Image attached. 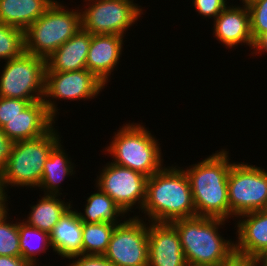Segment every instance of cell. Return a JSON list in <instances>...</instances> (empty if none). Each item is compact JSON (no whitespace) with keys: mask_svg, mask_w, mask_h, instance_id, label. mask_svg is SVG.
Returning <instances> with one entry per match:
<instances>
[{"mask_svg":"<svg viewBox=\"0 0 267 266\" xmlns=\"http://www.w3.org/2000/svg\"><path fill=\"white\" fill-rule=\"evenodd\" d=\"M239 1H241V0H239ZM258 1H260V0H242L241 4L243 3L244 5L249 6L250 4H253V3L258 2Z\"/></svg>","mask_w":267,"mask_h":266,"instance_id":"obj_38","label":"cell"},{"mask_svg":"<svg viewBox=\"0 0 267 266\" xmlns=\"http://www.w3.org/2000/svg\"><path fill=\"white\" fill-rule=\"evenodd\" d=\"M115 227L109 222L83 223L82 254L104 255Z\"/></svg>","mask_w":267,"mask_h":266,"instance_id":"obj_25","label":"cell"},{"mask_svg":"<svg viewBox=\"0 0 267 266\" xmlns=\"http://www.w3.org/2000/svg\"><path fill=\"white\" fill-rule=\"evenodd\" d=\"M222 266H260L257 259L241 258L234 256L229 262Z\"/></svg>","mask_w":267,"mask_h":266,"instance_id":"obj_34","label":"cell"},{"mask_svg":"<svg viewBox=\"0 0 267 266\" xmlns=\"http://www.w3.org/2000/svg\"><path fill=\"white\" fill-rule=\"evenodd\" d=\"M148 266H188L179 234L171 223L149 222Z\"/></svg>","mask_w":267,"mask_h":266,"instance_id":"obj_13","label":"cell"},{"mask_svg":"<svg viewBox=\"0 0 267 266\" xmlns=\"http://www.w3.org/2000/svg\"><path fill=\"white\" fill-rule=\"evenodd\" d=\"M29 104L25 99L0 97V128L18 116Z\"/></svg>","mask_w":267,"mask_h":266,"instance_id":"obj_29","label":"cell"},{"mask_svg":"<svg viewBox=\"0 0 267 266\" xmlns=\"http://www.w3.org/2000/svg\"><path fill=\"white\" fill-rule=\"evenodd\" d=\"M83 222L77 210L72 207L60 218L50 233L53 252L61 257L71 258L82 254Z\"/></svg>","mask_w":267,"mask_h":266,"instance_id":"obj_19","label":"cell"},{"mask_svg":"<svg viewBox=\"0 0 267 266\" xmlns=\"http://www.w3.org/2000/svg\"><path fill=\"white\" fill-rule=\"evenodd\" d=\"M142 219L126 218L113 230L104 256L115 266H148L149 222Z\"/></svg>","mask_w":267,"mask_h":266,"instance_id":"obj_10","label":"cell"},{"mask_svg":"<svg viewBox=\"0 0 267 266\" xmlns=\"http://www.w3.org/2000/svg\"><path fill=\"white\" fill-rule=\"evenodd\" d=\"M14 141L10 140L0 128V175L4 172L7 160L11 155Z\"/></svg>","mask_w":267,"mask_h":266,"instance_id":"obj_32","label":"cell"},{"mask_svg":"<svg viewBox=\"0 0 267 266\" xmlns=\"http://www.w3.org/2000/svg\"><path fill=\"white\" fill-rule=\"evenodd\" d=\"M0 266H33L22 257L0 256Z\"/></svg>","mask_w":267,"mask_h":266,"instance_id":"obj_33","label":"cell"},{"mask_svg":"<svg viewBox=\"0 0 267 266\" xmlns=\"http://www.w3.org/2000/svg\"><path fill=\"white\" fill-rule=\"evenodd\" d=\"M248 7L250 14V29L254 43L267 34V0H260Z\"/></svg>","mask_w":267,"mask_h":266,"instance_id":"obj_28","label":"cell"},{"mask_svg":"<svg viewBox=\"0 0 267 266\" xmlns=\"http://www.w3.org/2000/svg\"><path fill=\"white\" fill-rule=\"evenodd\" d=\"M229 218L267 209V170L233 162L228 176Z\"/></svg>","mask_w":267,"mask_h":266,"instance_id":"obj_7","label":"cell"},{"mask_svg":"<svg viewBox=\"0 0 267 266\" xmlns=\"http://www.w3.org/2000/svg\"><path fill=\"white\" fill-rule=\"evenodd\" d=\"M59 135L53 126L39 138L15 141L5 170L0 175V190L5 193L7 186L37 188L50 151L61 141Z\"/></svg>","mask_w":267,"mask_h":266,"instance_id":"obj_5","label":"cell"},{"mask_svg":"<svg viewBox=\"0 0 267 266\" xmlns=\"http://www.w3.org/2000/svg\"><path fill=\"white\" fill-rule=\"evenodd\" d=\"M97 176L96 187L109 195L126 214L136 206L143 208L148 177L144 174L108 162Z\"/></svg>","mask_w":267,"mask_h":266,"instance_id":"obj_11","label":"cell"},{"mask_svg":"<svg viewBox=\"0 0 267 266\" xmlns=\"http://www.w3.org/2000/svg\"><path fill=\"white\" fill-rule=\"evenodd\" d=\"M217 152V153H216ZM184 169L192 191L196 216L229 219L228 176L233 164L229 151L218 150Z\"/></svg>","mask_w":267,"mask_h":266,"instance_id":"obj_2","label":"cell"},{"mask_svg":"<svg viewBox=\"0 0 267 266\" xmlns=\"http://www.w3.org/2000/svg\"><path fill=\"white\" fill-rule=\"evenodd\" d=\"M48 113L44 100L31 102L14 119L7 122L3 132L10 140H32L47 133L56 123Z\"/></svg>","mask_w":267,"mask_h":266,"instance_id":"obj_17","label":"cell"},{"mask_svg":"<svg viewBox=\"0 0 267 266\" xmlns=\"http://www.w3.org/2000/svg\"><path fill=\"white\" fill-rule=\"evenodd\" d=\"M21 221L18 222L21 257L36 266V255L46 253L51 246L50 234Z\"/></svg>","mask_w":267,"mask_h":266,"instance_id":"obj_24","label":"cell"},{"mask_svg":"<svg viewBox=\"0 0 267 266\" xmlns=\"http://www.w3.org/2000/svg\"><path fill=\"white\" fill-rule=\"evenodd\" d=\"M227 3V0H192L196 12L208 19H215L226 8Z\"/></svg>","mask_w":267,"mask_h":266,"instance_id":"obj_30","label":"cell"},{"mask_svg":"<svg viewBox=\"0 0 267 266\" xmlns=\"http://www.w3.org/2000/svg\"><path fill=\"white\" fill-rule=\"evenodd\" d=\"M82 28L81 10L57 0L24 31L25 52L47 58Z\"/></svg>","mask_w":267,"mask_h":266,"instance_id":"obj_6","label":"cell"},{"mask_svg":"<svg viewBox=\"0 0 267 266\" xmlns=\"http://www.w3.org/2000/svg\"><path fill=\"white\" fill-rule=\"evenodd\" d=\"M59 141L50 151L49 157L43 167V174L39 189L44 190L46 195H61L60 184L66 177L72 176L75 173L74 163L68 158L64 147ZM59 187V188H58ZM60 191V192H59Z\"/></svg>","mask_w":267,"mask_h":266,"instance_id":"obj_21","label":"cell"},{"mask_svg":"<svg viewBox=\"0 0 267 266\" xmlns=\"http://www.w3.org/2000/svg\"><path fill=\"white\" fill-rule=\"evenodd\" d=\"M7 214L0 219V256L21 257L18 223L7 221Z\"/></svg>","mask_w":267,"mask_h":266,"instance_id":"obj_27","label":"cell"},{"mask_svg":"<svg viewBox=\"0 0 267 266\" xmlns=\"http://www.w3.org/2000/svg\"><path fill=\"white\" fill-rule=\"evenodd\" d=\"M55 0H0V21L25 31Z\"/></svg>","mask_w":267,"mask_h":266,"instance_id":"obj_20","label":"cell"},{"mask_svg":"<svg viewBox=\"0 0 267 266\" xmlns=\"http://www.w3.org/2000/svg\"><path fill=\"white\" fill-rule=\"evenodd\" d=\"M225 221L195 216L171 222L179 234L188 266H222L235 256L234 241L225 240L218 231Z\"/></svg>","mask_w":267,"mask_h":266,"instance_id":"obj_3","label":"cell"},{"mask_svg":"<svg viewBox=\"0 0 267 266\" xmlns=\"http://www.w3.org/2000/svg\"><path fill=\"white\" fill-rule=\"evenodd\" d=\"M24 52V31L0 21V61L17 58Z\"/></svg>","mask_w":267,"mask_h":266,"instance_id":"obj_26","label":"cell"},{"mask_svg":"<svg viewBox=\"0 0 267 266\" xmlns=\"http://www.w3.org/2000/svg\"><path fill=\"white\" fill-rule=\"evenodd\" d=\"M256 51V52H255ZM252 54H262L261 52L267 53V34L261 36L255 43Z\"/></svg>","mask_w":267,"mask_h":266,"instance_id":"obj_35","label":"cell"},{"mask_svg":"<svg viewBox=\"0 0 267 266\" xmlns=\"http://www.w3.org/2000/svg\"><path fill=\"white\" fill-rule=\"evenodd\" d=\"M128 123L117 130L105 152L114 164L150 177L163 168L160 143L142 123Z\"/></svg>","mask_w":267,"mask_h":266,"instance_id":"obj_4","label":"cell"},{"mask_svg":"<svg viewBox=\"0 0 267 266\" xmlns=\"http://www.w3.org/2000/svg\"><path fill=\"white\" fill-rule=\"evenodd\" d=\"M237 218L235 256L258 260L267 255V209L249 212Z\"/></svg>","mask_w":267,"mask_h":266,"instance_id":"obj_14","label":"cell"},{"mask_svg":"<svg viewBox=\"0 0 267 266\" xmlns=\"http://www.w3.org/2000/svg\"><path fill=\"white\" fill-rule=\"evenodd\" d=\"M182 167L167 166L147 179L142 208L149 222L171 223L196 216L188 176Z\"/></svg>","mask_w":267,"mask_h":266,"instance_id":"obj_1","label":"cell"},{"mask_svg":"<svg viewBox=\"0 0 267 266\" xmlns=\"http://www.w3.org/2000/svg\"><path fill=\"white\" fill-rule=\"evenodd\" d=\"M104 88L105 84L86 68L68 72H45L43 100L48 113L55 119L59 109L54 99L85 101L94 99Z\"/></svg>","mask_w":267,"mask_h":266,"instance_id":"obj_12","label":"cell"},{"mask_svg":"<svg viewBox=\"0 0 267 266\" xmlns=\"http://www.w3.org/2000/svg\"><path fill=\"white\" fill-rule=\"evenodd\" d=\"M258 261L260 266H267V255L261 257Z\"/></svg>","mask_w":267,"mask_h":266,"instance_id":"obj_37","label":"cell"},{"mask_svg":"<svg viewBox=\"0 0 267 266\" xmlns=\"http://www.w3.org/2000/svg\"><path fill=\"white\" fill-rule=\"evenodd\" d=\"M5 62L0 76V97L25 99L30 103L44 99L45 58L24 52Z\"/></svg>","mask_w":267,"mask_h":266,"instance_id":"obj_8","label":"cell"},{"mask_svg":"<svg viewBox=\"0 0 267 266\" xmlns=\"http://www.w3.org/2000/svg\"><path fill=\"white\" fill-rule=\"evenodd\" d=\"M7 198L9 199L7 192L4 193L0 190V219L9 211V209H7Z\"/></svg>","mask_w":267,"mask_h":266,"instance_id":"obj_36","label":"cell"},{"mask_svg":"<svg viewBox=\"0 0 267 266\" xmlns=\"http://www.w3.org/2000/svg\"><path fill=\"white\" fill-rule=\"evenodd\" d=\"M213 35L226 48H234L240 45H248L254 48V41L250 29V14L244 4L230 5L214 19Z\"/></svg>","mask_w":267,"mask_h":266,"instance_id":"obj_15","label":"cell"},{"mask_svg":"<svg viewBox=\"0 0 267 266\" xmlns=\"http://www.w3.org/2000/svg\"><path fill=\"white\" fill-rule=\"evenodd\" d=\"M92 34L82 28L45 59V72H68L86 68Z\"/></svg>","mask_w":267,"mask_h":266,"instance_id":"obj_18","label":"cell"},{"mask_svg":"<svg viewBox=\"0 0 267 266\" xmlns=\"http://www.w3.org/2000/svg\"><path fill=\"white\" fill-rule=\"evenodd\" d=\"M81 10L82 29L91 34H115L125 37L128 28L143 14L134 0H84ZM92 2V3H91Z\"/></svg>","mask_w":267,"mask_h":266,"instance_id":"obj_9","label":"cell"},{"mask_svg":"<svg viewBox=\"0 0 267 266\" xmlns=\"http://www.w3.org/2000/svg\"><path fill=\"white\" fill-rule=\"evenodd\" d=\"M96 188L97 192H94L86 199L84 214L77 211L81 221L83 223L109 222L116 225L121 224L122 217L126 213L120 209L109 195L102 192L98 187Z\"/></svg>","mask_w":267,"mask_h":266,"instance_id":"obj_23","label":"cell"},{"mask_svg":"<svg viewBox=\"0 0 267 266\" xmlns=\"http://www.w3.org/2000/svg\"><path fill=\"white\" fill-rule=\"evenodd\" d=\"M59 195L44 194L36 205H32L26 222L41 231L50 234L60 218L73 206L70 202H64Z\"/></svg>","mask_w":267,"mask_h":266,"instance_id":"obj_22","label":"cell"},{"mask_svg":"<svg viewBox=\"0 0 267 266\" xmlns=\"http://www.w3.org/2000/svg\"><path fill=\"white\" fill-rule=\"evenodd\" d=\"M123 39V36L115 34H92L86 69L105 85L109 82L111 72L118 66Z\"/></svg>","mask_w":267,"mask_h":266,"instance_id":"obj_16","label":"cell"},{"mask_svg":"<svg viewBox=\"0 0 267 266\" xmlns=\"http://www.w3.org/2000/svg\"><path fill=\"white\" fill-rule=\"evenodd\" d=\"M70 259H77L67 266H115L104 255H76Z\"/></svg>","mask_w":267,"mask_h":266,"instance_id":"obj_31","label":"cell"}]
</instances>
